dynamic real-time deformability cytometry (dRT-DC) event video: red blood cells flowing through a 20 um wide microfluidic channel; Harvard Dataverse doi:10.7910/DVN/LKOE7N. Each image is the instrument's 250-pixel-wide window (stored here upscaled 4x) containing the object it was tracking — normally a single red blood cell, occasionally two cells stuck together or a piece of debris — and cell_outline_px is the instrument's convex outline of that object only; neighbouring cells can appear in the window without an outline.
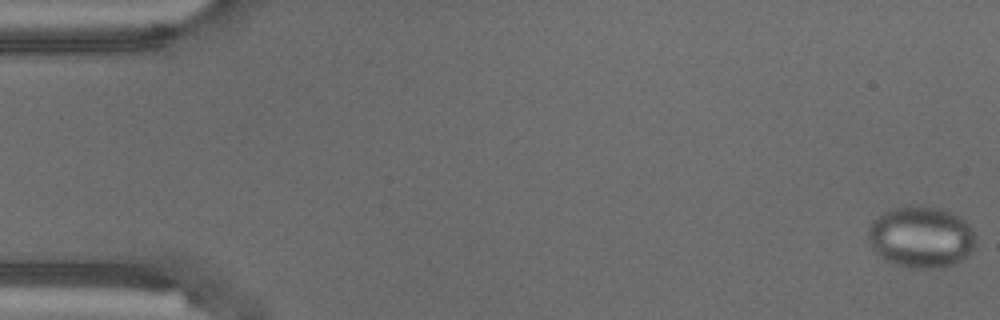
{"species": "common noctule bat (a hibernating species)", "species_latin": "Nyctalus noctula", "temperature_condition": "warm", "stored_images_in_passage": 7, "camera_frame_rate_fps": 3000, "um_per_image_px": 0.085, "animal": {"sex": "male", "body_mass_g": 18.8}, "frame": {"image": 1, "passage_image": 1, "time_ms": 0.0, "image_size_px": [1000, 320], "cell_outline_px": [[976, 248], [968, 256], [952, 264], [940, 268], [912, 268], [896, 264], [880, 256], [872, 248], [868, 240], [868, 228], [872, 220], [884, 212], [892, 208], [908, 204], [920, 204], [940, 208], [960, 216], [972, 228], [976, 244]], "centroid_in_image_um": [78.3, 20.12], "position_along_channel_um": 6.7, "area_um2": 39.02}}
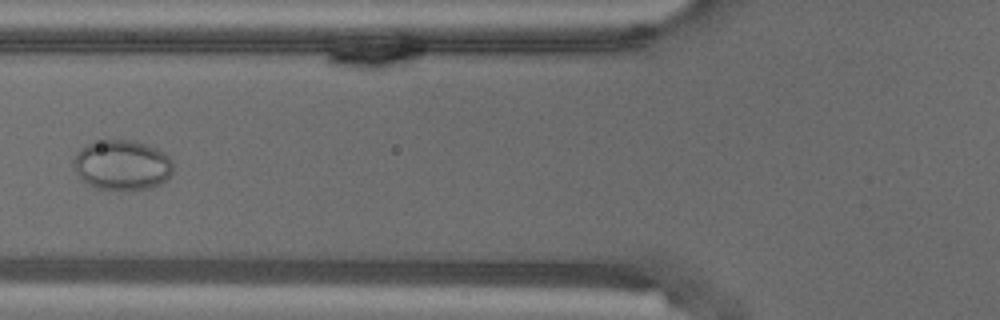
{"frame": {"image": 2, "passage_image": 7, "time_ms": 2.0, "image_size_px": [1000, 320], "cell_outline_px": [[172, 172], [168, 180], [152, 188], [96, 188], [88, 184], [76, 172], [72, 164], [72, 160], [76, 152], [80, 148], [88, 144], [104, 140], [136, 140], [156, 148], [164, 152], [172, 160]], "centroid_in_image_um": [10.39, 14.0], "position_along_channel_um": 115.4, "area_um2": 28.9}}